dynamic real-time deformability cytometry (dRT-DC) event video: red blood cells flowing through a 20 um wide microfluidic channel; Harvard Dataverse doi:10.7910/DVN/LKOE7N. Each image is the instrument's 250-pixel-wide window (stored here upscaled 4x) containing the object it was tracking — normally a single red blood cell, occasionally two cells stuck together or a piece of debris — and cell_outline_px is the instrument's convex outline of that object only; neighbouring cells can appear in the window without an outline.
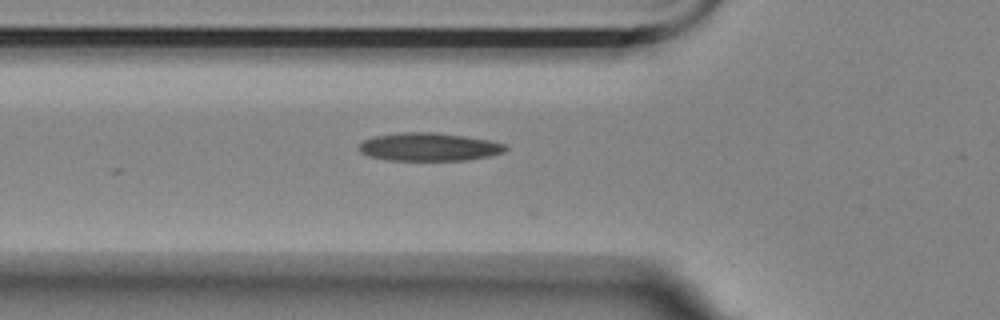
{"species": "Egyptian fruit bat (a non-hibernating species)", "species_latin": "Rousettus aegyptiacus", "temperature_condition": "room temperature", "stored_images_in_passage": 12, "camera_frame_rate_fps": 3000, "um_per_image_px": 0.085, "animal": {"sex": "female"}, "frame": {"image": 1, "passage_image": 7, "time_ms": 2.0, "image_size_px": [1000, 320], "cell_outline_px": [[508, 148], [504, 152], [492, 156], [468, 160], [388, 160], [368, 156], [360, 152], [356, 148], [356, 144], [372, 136], [400, 132], [436, 132], [464, 136], [488, 140], [508, 144]], "centroid_in_image_um": [36.44, 12.48], "position_along_channel_um": 89.4, "area_um2": 24.45}}
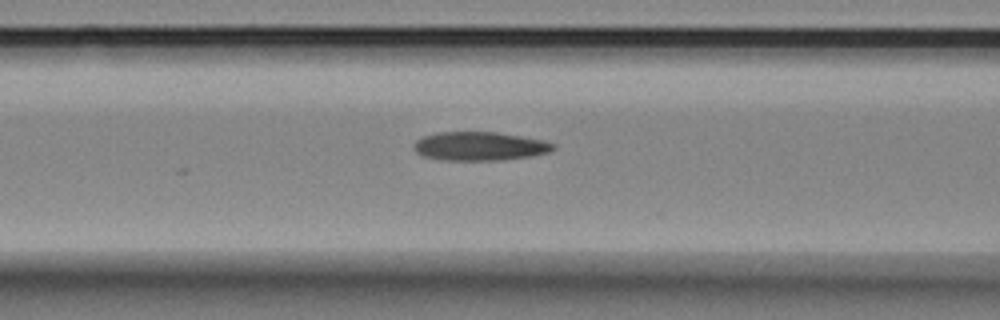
{"frame": {"image": 2, "passage_image": 10, "time_ms": 3.0, "image_size_px": [1000, 320], "cell_outline_px": [[556, 148], [548, 152], [532, 156], [500, 160], [444, 160], [424, 156], [416, 152], [412, 148], [412, 144], [420, 136], [436, 132], [496, 132], [544, 140], [556, 144]], "centroid_in_image_um": [40.74, 12.42], "position_along_channel_um": 125.9, "area_um2": 23.52}}